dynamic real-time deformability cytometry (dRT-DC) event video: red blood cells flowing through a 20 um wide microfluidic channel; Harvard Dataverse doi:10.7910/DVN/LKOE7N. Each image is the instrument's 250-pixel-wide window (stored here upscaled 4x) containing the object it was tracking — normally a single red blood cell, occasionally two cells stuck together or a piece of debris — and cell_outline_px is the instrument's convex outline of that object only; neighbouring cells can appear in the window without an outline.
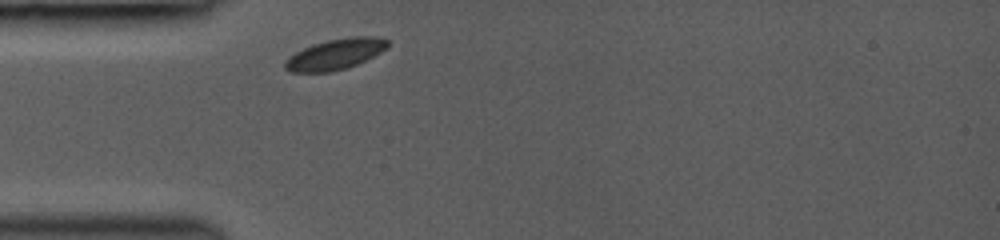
{"species": "common noctule bat (a hibernating species)", "species_latin": "Nyctalus noctula", "temperature_condition": "room temperature", "stored_images_in_passage": 25, "camera_frame_rate_fps": 3000, "um_per_image_px": 0.085, "animal": {"sex": "female", "body_mass_g": 19.0, "forearm_length_mm": 53.3}, "frame": {"image": 1, "passage_image": 1, "time_ms": 0.0, "image_size_px": [1000, 240], "cell_outline_px": [[388, 44], [380, 52], [356, 64], [344, 68], [328, 72], [292, 72], [284, 68], [284, 60], [296, 52], [312, 44], [328, 40], [352, 36], [376, 36], [388, 40]], "centroid_in_image_um": [28.46, 4.6], "position_along_channel_um": 56.5, "area_um2": 18.03}}
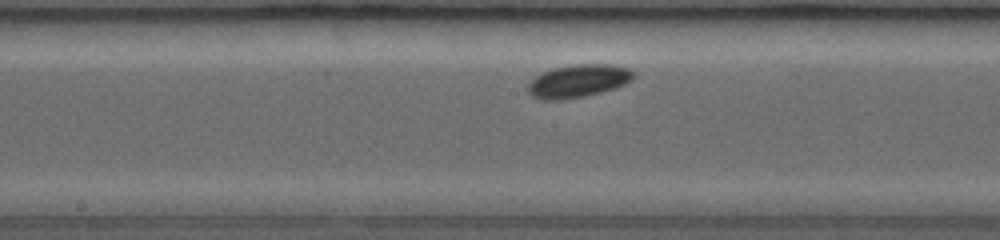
{"frame": {"image": 2, "passage_image": 11, "time_ms": 3.667, "image_size_px": [1000, 240], "cell_outline_px": [[636, 76], [632, 80], [624, 84], [600, 92], [584, 96], [564, 100], [540, 100], [532, 96], [528, 92], [528, 84], [536, 76], [552, 68], [572, 64], [612, 64], [628, 68], [636, 72]], "centroid_in_image_um": [49.16, 6.88], "position_along_channel_um": 199.0, "area_um2": 20.35}}
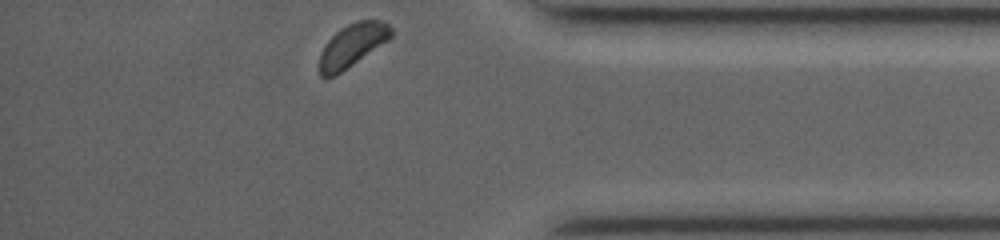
{"frame": {"image": 3, "passage_image": 25, "time_ms": 9.0, "image_size_px": [1000, 240], "cell_outline_px": [[392, 36], [388, 40], [340, 72], [324, 80], [320, 76], [320, 52], [324, 44], [340, 28], [348, 24], [360, 20], [380, 20], [388, 24], [392, 28]], "centroid_in_image_um": [29.92, 3.84], "position_along_channel_um": 405.3, "area_um2": 17.69}, "authors_computed_cell_mechanics": {"area_um2": 18.7272, "velocity_mm_per_s": 4.0166, "shape_relaxation_time_tau1_ms": 0.4155, "shape_relaxation_time_tau2_ms": null, "deformation_change_tau1": 0.0327, "deformation_change_tau2": null}}